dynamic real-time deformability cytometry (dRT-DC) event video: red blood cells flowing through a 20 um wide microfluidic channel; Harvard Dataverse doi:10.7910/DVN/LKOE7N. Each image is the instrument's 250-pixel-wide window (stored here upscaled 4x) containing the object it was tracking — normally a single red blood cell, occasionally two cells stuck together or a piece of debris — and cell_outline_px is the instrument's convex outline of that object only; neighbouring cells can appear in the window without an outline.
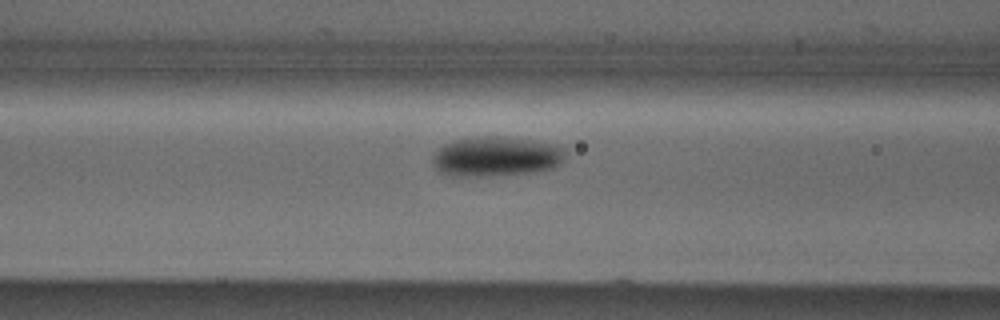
{"species": "Egyptian fruit bat (a non-hibernating species)", "species_latin": "Rousettus aegyptiacus", "temperature_condition": "cold", "stored_images_in_passage": 6, "camera_frame_rate_fps": 3000, "um_per_image_px": 0.085, "animal": {"sex": "male"}, "frame": {"image": 1, "passage_image": 6, "time_ms": 7.0, "image_size_px": [1000, 320], "cell_outline_px": [[564, 160], [560, 164], [552, 168], [540, 172], [492, 176], [448, 176], [436, 172], [432, 164], [432, 156], [444, 144], [456, 140], [480, 136], [504, 136], [532, 140], [556, 144], [564, 148]], "centroid_in_image_um": [42.16, 13.32], "position_along_channel_um": 124.4, "area_um2": 31.44}}